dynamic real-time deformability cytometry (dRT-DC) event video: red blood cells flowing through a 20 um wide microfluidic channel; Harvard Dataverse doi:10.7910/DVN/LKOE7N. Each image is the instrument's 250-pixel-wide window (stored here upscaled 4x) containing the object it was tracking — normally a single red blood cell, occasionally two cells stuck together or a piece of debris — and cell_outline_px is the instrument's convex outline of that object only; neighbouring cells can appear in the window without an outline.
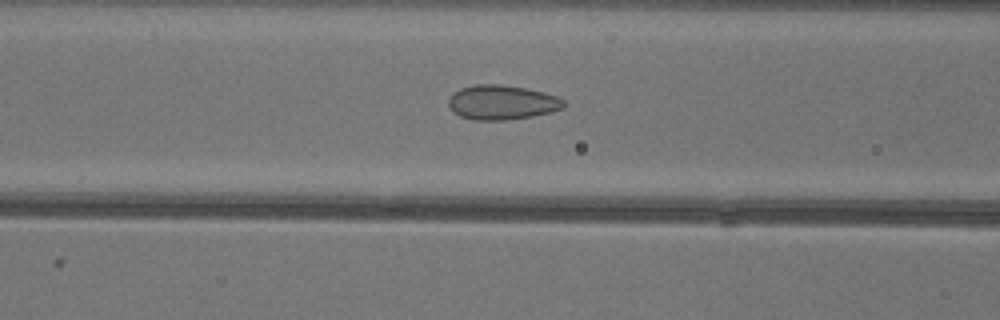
{"species": "common noctule bat (a hibernating species)", "species_latin": "Nyctalus noctula", "temperature_condition": "warm", "stored_images_in_passage": 50, "camera_frame_rate_fps": 3000, "um_per_image_px": 0.085, "animal": {"sex": "female"}, "frame": {"image": 1, "passage_image": 20, "time_ms": 6.333, "image_size_px": [1000, 320], "cell_outline_px": [[564, 108], [552, 112], [532, 116], [504, 120], [472, 120], [460, 116], [448, 108], [448, 96], [452, 92], [460, 88], [476, 84], [504, 84], [544, 92], [560, 96], [564, 100]], "centroid_in_image_um": [42.64, 8.69], "position_along_channel_um": 124.0, "area_um2": 23.58}}
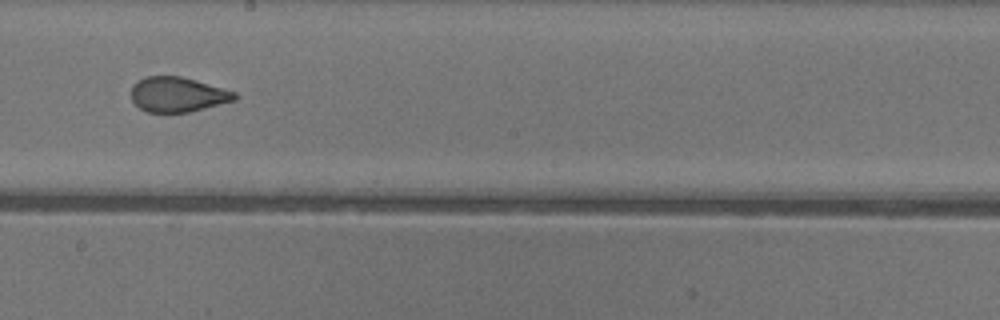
{"frame": {"image": 2, "passage_image": 28, "time_ms": 9.0, "image_size_px": [1000, 320], "cell_outline_px": [[240, 96], [236, 100], [188, 112], [144, 112], [132, 100], [132, 84], [144, 76], [180, 76], [196, 80], [224, 88], [236, 92]], "centroid_in_image_um": [15.11, 8.02], "position_along_channel_um": 233.1, "area_um2": 21.15}}
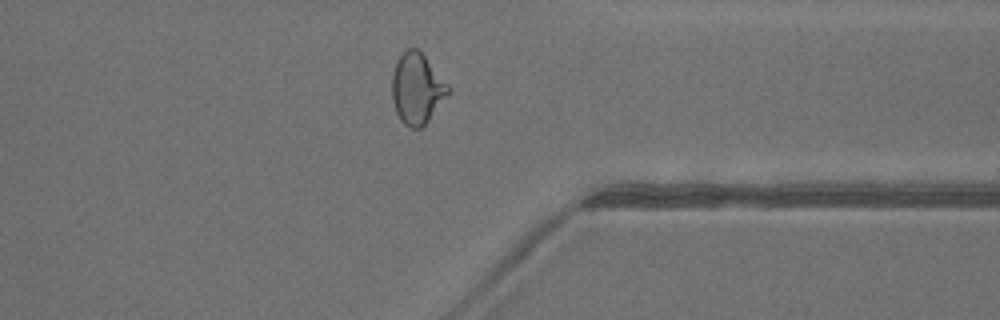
{"frame": {"image": 3, "passage_image": 39, "time_ms": 12.667, "image_size_px": [1000, 320], "cell_outline_px": [[452, 88], [428, 120], [420, 128], [408, 128], [400, 120], [396, 112], [392, 100], [392, 72], [396, 60], [408, 48], [416, 48], [424, 56]], "centroid_in_image_um": [35.42, 7.53], "position_along_channel_um": 376.0, "area_um2": 22.95}, "authors_computed_cell_mechanics": {"area_um2": 23.8136, "velocity_mm_per_s": 4.0934, "shape_relaxation_time_tau1_ms": 10.5002, "shape_relaxation_time_tau2_ms": 0.6727, "deformation_change_tau1": 0.2052, "deformation_change_tau2": 0.0626}}